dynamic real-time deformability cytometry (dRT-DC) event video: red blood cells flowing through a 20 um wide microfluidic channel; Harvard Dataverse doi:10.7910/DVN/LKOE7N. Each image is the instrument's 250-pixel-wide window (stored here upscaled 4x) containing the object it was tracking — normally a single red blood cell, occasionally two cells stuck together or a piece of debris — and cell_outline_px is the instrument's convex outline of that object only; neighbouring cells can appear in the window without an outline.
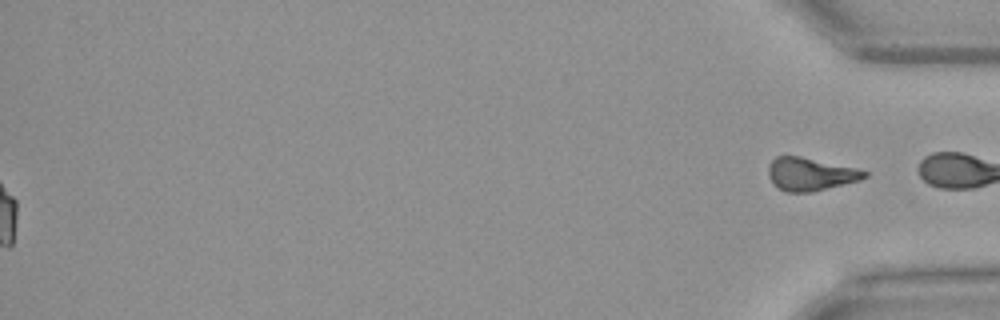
{"species": "Egyptian fruit bat (a non-hibernating species)", "species_latin": "Rousettus aegyptiacus", "temperature_condition": "warm", "stored_images_in_passage": 53, "segment_of_instrument_passage": [2, 2], "camera_frame_rate_fps": 3000, "um_per_image_px": 0.085, "animal": {"sex": "female"}, "frame": {"image": 1, "passage_image": 53, "time_ms": 17.333, "image_size_px": [1000, 320], "cell_outline_px": [[868, 176], [860, 180], [812, 192], [784, 192], [768, 176], [768, 164], [776, 156], [800, 156], [856, 168], [868, 172]], "centroid_in_image_um": [68.88, 14.8], "position_along_channel_um": 366.3, "area_um2": 18.32}}